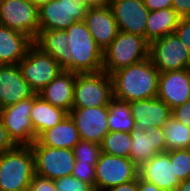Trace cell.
<instances>
[{"instance_id":"6da1fadb","label":"cell","mask_w":190,"mask_h":191,"mask_svg":"<svg viewBox=\"0 0 190 191\" xmlns=\"http://www.w3.org/2000/svg\"><path fill=\"white\" fill-rule=\"evenodd\" d=\"M43 53L74 73L103 70V51L92 37L85 21H76L66 30H43L33 41Z\"/></svg>"},{"instance_id":"7a4b0ae2","label":"cell","mask_w":190,"mask_h":191,"mask_svg":"<svg viewBox=\"0 0 190 191\" xmlns=\"http://www.w3.org/2000/svg\"><path fill=\"white\" fill-rule=\"evenodd\" d=\"M159 70L149 58L111 74L113 98L133 102L157 97Z\"/></svg>"},{"instance_id":"3957f363","label":"cell","mask_w":190,"mask_h":191,"mask_svg":"<svg viewBox=\"0 0 190 191\" xmlns=\"http://www.w3.org/2000/svg\"><path fill=\"white\" fill-rule=\"evenodd\" d=\"M35 175L30 145H17L0 155V191H28Z\"/></svg>"},{"instance_id":"277c9868","label":"cell","mask_w":190,"mask_h":191,"mask_svg":"<svg viewBox=\"0 0 190 191\" xmlns=\"http://www.w3.org/2000/svg\"><path fill=\"white\" fill-rule=\"evenodd\" d=\"M150 43L142 36L119 31L103 52V71L111 75L149 58Z\"/></svg>"},{"instance_id":"5b68a950","label":"cell","mask_w":190,"mask_h":191,"mask_svg":"<svg viewBox=\"0 0 190 191\" xmlns=\"http://www.w3.org/2000/svg\"><path fill=\"white\" fill-rule=\"evenodd\" d=\"M113 99L111 75L96 73H76L73 108L109 106Z\"/></svg>"},{"instance_id":"8992f818","label":"cell","mask_w":190,"mask_h":191,"mask_svg":"<svg viewBox=\"0 0 190 191\" xmlns=\"http://www.w3.org/2000/svg\"><path fill=\"white\" fill-rule=\"evenodd\" d=\"M18 65L23 78L36 94L64 70L57 60L43 53L34 44L27 50L25 57Z\"/></svg>"},{"instance_id":"52a82bcc","label":"cell","mask_w":190,"mask_h":191,"mask_svg":"<svg viewBox=\"0 0 190 191\" xmlns=\"http://www.w3.org/2000/svg\"><path fill=\"white\" fill-rule=\"evenodd\" d=\"M35 158V174L56 180L72 174L75 156L71 149L52 148L42 145L38 140L30 145Z\"/></svg>"},{"instance_id":"ba28073f","label":"cell","mask_w":190,"mask_h":191,"mask_svg":"<svg viewBox=\"0 0 190 191\" xmlns=\"http://www.w3.org/2000/svg\"><path fill=\"white\" fill-rule=\"evenodd\" d=\"M88 7L82 0H52L38 8L40 31L66 30L85 19Z\"/></svg>"},{"instance_id":"9c48e42d","label":"cell","mask_w":190,"mask_h":191,"mask_svg":"<svg viewBox=\"0 0 190 191\" xmlns=\"http://www.w3.org/2000/svg\"><path fill=\"white\" fill-rule=\"evenodd\" d=\"M149 57L160 73L190 68V51L175 33L152 41Z\"/></svg>"},{"instance_id":"30bf717a","label":"cell","mask_w":190,"mask_h":191,"mask_svg":"<svg viewBox=\"0 0 190 191\" xmlns=\"http://www.w3.org/2000/svg\"><path fill=\"white\" fill-rule=\"evenodd\" d=\"M138 177V167L130 158L101 152L95 165V190L105 191Z\"/></svg>"},{"instance_id":"8fae6325","label":"cell","mask_w":190,"mask_h":191,"mask_svg":"<svg viewBox=\"0 0 190 191\" xmlns=\"http://www.w3.org/2000/svg\"><path fill=\"white\" fill-rule=\"evenodd\" d=\"M0 24L34 41L40 31L38 7L30 0H0Z\"/></svg>"},{"instance_id":"7c38bea8","label":"cell","mask_w":190,"mask_h":191,"mask_svg":"<svg viewBox=\"0 0 190 191\" xmlns=\"http://www.w3.org/2000/svg\"><path fill=\"white\" fill-rule=\"evenodd\" d=\"M33 97L0 109V119L9 137L16 145H31L34 142V128L30 113Z\"/></svg>"},{"instance_id":"4fadbf2b","label":"cell","mask_w":190,"mask_h":191,"mask_svg":"<svg viewBox=\"0 0 190 191\" xmlns=\"http://www.w3.org/2000/svg\"><path fill=\"white\" fill-rule=\"evenodd\" d=\"M108 106L72 108L69 115L74 120L81 140L101 144L109 132Z\"/></svg>"},{"instance_id":"5bb4252c","label":"cell","mask_w":190,"mask_h":191,"mask_svg":"<svg viewBox=\"0 0 190 191\" xmlns=\"http://www.w3.org/2000/svg\"><path fill=\"white\" fill-rule=\"evenodd\" d=\"M130 135L132 143L129 158L138 168L156 154L167 151L162 127L133 128Z\"/></svg>"},{"instance_id":"9a60e30c","label":"cell","mask_w":190,"mask_h":191,"mask_svg":"<svg viewBox=\"0 0 190 191\" xmlns=\"http://www.w3.org/2000/svg\"><path fill=\"white\" fill-rule=\"evenodd\" d=\"M109 6L119 31L137 34L146 39V24L150 11L143 0H111Z\"/></svg>"},{"instance_id":"2e32d148","label":"cell","mask_w":190,"mask_h":191,"mask_svg":"<svg viewBox=\"0 0 190 191\" xmlns=\"http://www.w3.org/2000/svg\"><path fill=\"white\" fill-rule=\"evenodd\" d=\"M157 97L171 109L188 101L190 99V68L160 73Z\"/></svg>"},{"instance_id":"e0dca14e","label":"cell","mask_w":190,"mask_h":191,"mask_svg":"<svg viewBox=\"0 0 190 191\" xmlns=\"http://www.w3.org/2000/svg\"><path fill=\"white\" fill-rule=\"evenodd\" d=\"M35 94L23 78L18 64L0 65V109L33 97Z\"/></svg>"},{"instance_id":"ac0fdd59","label":"cell","mask_w":190,"mask_h":191,"mask_svg":"<svg viewBox=\"0 0 190 191\" xmlns=\"http://www.w3.org/2000/svg\"><path fill=\"white\" fill-rule=\"evenodd\" d=\"M138 176L164 191H175L181 183L167 152L156 154L150 161L139 167Z\"/></svg>"},{"instance_id":"d6986e66","label":"cell","mask_w":190,"mask_h":191,"mask_svg":"<svg viewBox=\"0 0 190 191\" xmlns=\"http://www.w3.org/2000/svg\"><path fill=\"white\" fill-rule=\"evenodd\" d=\"M84 21L97 45L104 52L119 32L110 6L88 8Z\"/></svg>"},{"instance_id":"ffe728a7","label":"cell","mask_w":190,"mask_h":191,"mask_svg":"<svg viewBox=\"0 0 190 191\" xmlns=\"http://www.w3.org/2000/svg\"><path fill=\"white\" fill-rule=\"evenodd\" d=\"M135 128L163 127L172 109L158 97L129 102Z\"/></svg>"},{"instance_id":"44dd1931","label":"cell","mask_w":190,"mask_h":191,"mask_svg":"<svg viewBox=\"0 0 190 191\" xmlns=\"http://www.w3.org/2000/svg\"><path fill=\"white\" fill-rule=\"evenodd\" d=\"M76 73L63 70L38 95L68 114L73 108Z\"/></svg>"},{"instance_id":"7402d4cb","label":"cell","mask_w":190,"mask_h":191,"mask_svg":"<svg viewBox=\"0 0 190 191\" xmlns=\"http://www.w3.org/2000/svg\"><path fill=\"white\" fill-rule=\"evenodd\" d=\"M32 45L26 34L0 24V65L18 64Z\"/></svg>"},{"instance_id":"603a6c76","label":"cell","mask_w":190,"mask_h":191,"mask_svg":"<svg viewBox=\"0 0 190 191\" xmlns=\"http://www.w3.org/2000/svg\"><path fill=\"white\" fill-rule=\"evenodd\" d=\"M68 113L61 108L51 105L38 94L33 96V107L30 113L34 128V141L46 130L60 123Z\"/></svg>"},{"instance_id":"cb8c5ba5","label":"cell","mask_w":190,"mask_h":191,"mask_svg":"<svg viewBox=\"0 0 190 191\" xmlns=\"http://www.w3.org/2000/svg\"><path fill=\"white\" fill-rule=\"evenodd\" d=\"M37 140L42 145L52 148H66L73 150L74 146L81 139L74 120L68 114L60 123L51 129L44 131Z\"/></svg>"},{"instance_id":"d4e9b609","label":"cell","mask_w":190,"mask_h":191,"mask_svg":"<svg viewBox=\"0 0 190 191\" xmlns=\"http://www.w3.org/2000/svg\"><path fill=\"white\" fill-rule=\"evenodd\" d=\"M180 18L173 8L150 11L146 24V40L151 43L158 38L175 33Z\"/></svg>"},{"instance_id":"484cf974","label":"cell","mask_w":190,"mask_h":191,"mask_svg":"<svg viewBox=\"0 0 190 191\" xmlns=\"http://www.w3.org/2000/svg\"><path fill=\"white\" fill-rule=\"evenodd\" d=\"M109 131H120L130 133L135 128V121L131 114L128 102L113 98L108 106Z\"/></svg>"},{"instance_id":"4316f807","label":"cell","mask_w":190,"mask_h":191,"mask_svg":"<svg viewBox=\"0 0 190 191\" xmlns=\"http://www.w3.org/2000/svg\"><path fill=\"white\" fill-rule=\"evenodd\" d=\"M167 151L172 149H189L190 128L171 116L163 125Z\"/></svg>"},{"instance_id":"83f0119b","label":"cell","mask_w":190,"mask_h":191,"mask_svg":"<svg viewBox=\"0 0 190 191\" xmlns=\"http://www.w3.org/2000/svg\"><path fill=\"white\" fill-rule=\"evenodd\" d=\"M132 138L130 133L120 131H109L101 143V152L129 158Z\"/></svg>"},{"instance_id":"f1b7e54d","label":"cell","mask_w":190,"mask_h":191,"mask_svg":"<svg viewBox=\"0 0 190 191\" xmlns=\"http://www.w3.org/2000/svg\"><path fill=\"white\" fill-rule=\"evenodd\" d=\"M166 152L169 154L170 163L174 166L175 174L179 180L190 178V150L172 149Z\"/></svg>"},{"instance_id":"f546056e","label":"cell","mask_w":190,"mask_h":191,"mask_svg":"<svg viewBox=\"0 0 190 191\" xmlns=\"http://www.w3.org/2000/svg\"><path fill=\"white\" fill-rule=\"evenodd\" d=\"M76 161L81 163H97L101 154V144L80 140L73 148Z\"/></svg>"},{"instance_id":"4dcf8cb0","label":"cell","mask_w":190,"mask_h":191,"mask_svg":"<svg viewBox=\"0 0 190 191\" xmlns=\"http://www.w3.org/2000/svg\"><path fill=\"white\" fill-rule=\"evenodd\" d=\"M56 191H94V187L73 175L54 180Z\"/></svg>"},{"instance_id":"1f68e13d","label":"cell","mask_w":190,"mask_h":191,"mask_svg":"<svg viewBox=\"0 0 190 191\" xmlns=\"http://www.w3.org/2000/svg\"><path fill=\"white\" fill-rule=\"evenodd\" d=\"M95 165L96 163L75 162L71 175L92 185L95 190Z\"/></svg>"},{"instance_id":"d6a6232c","label":"cell","mask_w":190,"mask_h":191,"mask_svg":"<svg viewBox=\"0 0 190 191\" xmlns=\"http://www.w3.org/2000/svg\"><path fill=\"white\" fill-rule=\"evenodd\" d=\"M175 34L190 51V17H181Z\"/></svg>"},{"instance_id":"836d02e7","label":"cell","mask_w":190,"mask_h":191,"mask_svg":"<svg viewBox=\"0 0 190 191\" xmlns=\"http://www.w3.org/2000/svg\"><path fill=\"white\" fill-rule=\"evenodd\" d=\"M28 191H56V186L53 180L35 175Z\"/></svg>"},{"instance_id":"e575fe53","label":"cell","mask_w":190,"mask_h":191,"mask_svg":"<svg viewBox=\"0 0 190 191\" xmlns=\"http://www.w3.org/2000/svg\"><path fill=\"white\" fill-rule=\"evenodd\" d=\"M172 116L179 122L190 128V99L184 104L172 109Z\"/></svg>"},{"instance_id":"d590c367","label":"cell","mask_w":190,"mask_h":191,"mask_svg":"<svg viewBox=\"0 0 190 191\" xmlns=\"http://www.w3.org/2000/svg\"><path fill=\"white\" fill-rule=\"evenodd\" d=\"M16 146L0 119V155L14 149Z\"/></svg>"},{"instance_id":"8d00e7d4","label":"cell","mask_w":190,"mask_h":191,"mask_svg":"<svg viewBox=\"0 0 190 191\" xmlns=\"http://www.w3.org/2000/svg\"><path fill=\"white\" fill-rule=\"evenodd\" d=\"M172 8L180 17H190V0H173Z\"/></svg>"},{"instance_id":"74e56055","label":"cell","mask_w":190,"mask_h":191,"mask_svg":"<svg viewBox=\"0 0 190 191\" xmlns=\"http://www.w3.org/2000/svg\"><path fill=\"white\" fill-rule=\"evenodd\" d=\"M149 11H157L165 8H172L173 0H143Z\"/></svg>"},{"instance_id":"f35d334b","label":"cell","mask_w":190,"mask_h":191,"mask_svg":"<svg viewBox=\"0 0 190 191\" xmlns=\"http://www.w3.org/2000/svg\"><path fill=\"white\" fill-rule=\"evenodd\" d=\"M105 191H138V177L128 183L116 185L115 187L109 188Z\"/></svg>"},{"instance_id":"ab89813d","label":"cell","mask_w":190,"mask_h":191,"mask_svg":"<svg viewBox=\"0 0 190 191\" xmlns=\"http://www.w3.org/2000/svg\"><path fill=\"white\" fill-rule=\"evenodd\" d=\"M138 191H164L153 183L145 181L138 176Z\"/></svg>"},{"instance_id":"60d3db41","label":"cell","mask_w":190,"mask_h":191,"mask_svg":"<svg viewBox=\"0 0 190 191\" xmlns=\"http://www.w3.org/2000/svg\"><path fill=\"white\" fill-rule=\"evenodd\" d=\"M88 8H101L110 5L111 0H82Z\"/></svg>"},{"instance_id":"b9f144b4","label":"cell","mask_w":190,"mask_h":191,"mask_svg":"<svg viewBox=\"0 0 190 191\" xmlns=\"http://www.w3.org/2000/svg\"><path fill=\"white\" fill-rule=\"evenodd\" d=\"M175 191H190V178L181 181Z\"/></svg>"},{"instance_id":"7bdbcfd3","label":"cell","mask_w":190,"mask_h":191,"mask_svg":"<svg viewBox=\"0 0 190 191\" xmlns=\"http://www.w3.org/2000/svg\"><path fill=\"white\" fill-rule=\"evenodd\" d=\"M30 1L32 2L33 5L39 8L41 5L49 3L52 0H30Z\"/></svg>"}]
</instances>
